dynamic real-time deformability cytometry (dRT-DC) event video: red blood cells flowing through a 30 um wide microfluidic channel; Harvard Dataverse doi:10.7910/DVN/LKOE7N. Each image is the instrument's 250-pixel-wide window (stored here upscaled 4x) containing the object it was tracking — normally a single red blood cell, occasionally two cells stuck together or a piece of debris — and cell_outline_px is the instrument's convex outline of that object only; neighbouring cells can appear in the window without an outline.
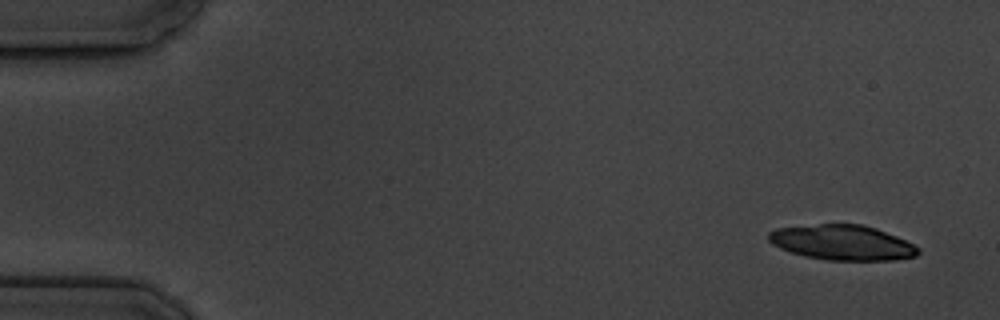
{"species": "common noctule bat (a hibernating species)", "species_latin": "Nyctalus noctula", "temperature_condition": "cold", "stored_images_in_passage": 6, "camera_frame_rate_fps": 3000, "um_per_image_px": 0.085, "animal": {"sex": "male", "body_mass_g": 19.5, "forearm_length_mm": 54.6}, "frame": {"image": 1, "passage_image": 1, "time_ms": 0.0, "image_size_px": [1000, 320], "cell_outline_px": [[920, 252], [916, 256], [892, 260], [828, 260], [804, 256], [780, 248], [772, 244], [768, 240], [768, 232], [776, 228], [820, 224], [860, 224], [876, 228], [896, 236], [920, 248]], "centroid_in_image_um": [71.58, 20.61], "position_along_channel_um": 13.4, "area_um2": 30.46}}